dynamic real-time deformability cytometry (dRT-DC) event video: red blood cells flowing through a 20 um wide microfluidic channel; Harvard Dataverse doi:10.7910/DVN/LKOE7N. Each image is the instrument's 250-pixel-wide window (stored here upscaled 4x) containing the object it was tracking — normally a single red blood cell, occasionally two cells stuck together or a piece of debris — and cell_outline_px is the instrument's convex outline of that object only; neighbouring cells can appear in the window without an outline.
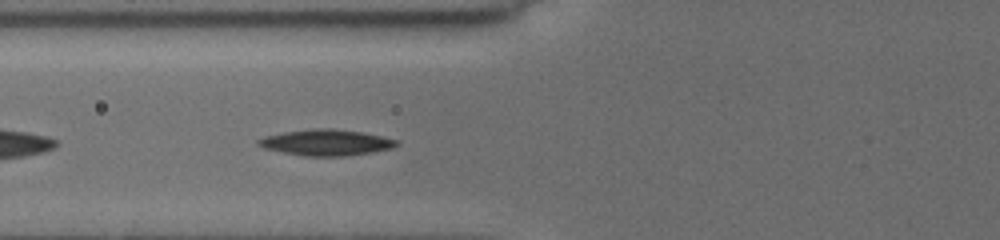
{"species": "common noctule bat (a hibernating species)", "species_latin": "Nyctalus noctula", "temperature_condition": "cold", "stored_images_in_passage": 3, "camera_frame_rate_fps": 3000, "um_per_image_px": 0.085, "animal": {"sex": "female", "body_mass_g": 19.5, "forearm_length_mm": 54.1}, "frame": {"image": 1, "passage_image": 3, "time_ms": 1.667, "image_size_px": [1000, 240], "cell_outline_px": [[400, 144], [392, 148], [372, 152], [348, 156], [304, 156], [264, 148], [256, 144], [256, 140], [264, 136], [284, 132], [316, 128], [332, 128], [364, 132], [400, 140]], "centroid_in_image_um": [27.76, 12.11], "position_along_channel_um": 98.0, "area_um2": 21.15}}